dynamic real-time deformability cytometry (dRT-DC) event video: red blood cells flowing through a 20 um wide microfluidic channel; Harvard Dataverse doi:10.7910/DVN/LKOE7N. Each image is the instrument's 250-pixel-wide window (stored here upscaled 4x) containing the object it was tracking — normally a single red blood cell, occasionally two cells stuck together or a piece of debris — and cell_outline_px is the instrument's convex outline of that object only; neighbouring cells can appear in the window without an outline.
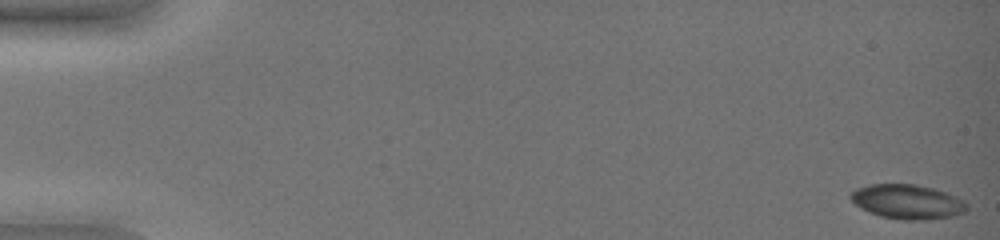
{"species": "common noctule bat (a hibernating species)", "species_latin": "Nyctalus noctula", "temperature_condition": "warm", "stored_images_in_passage": 52, "camera_frame_rate_fps": 3000, "um_per_image_px": 0.085, "animal": {"sex": "female", "body_mass_g": 19.0, "forearm_length_mm": 51.5}, "frame": {"image": 1, "passage_image": 1, "time_ms": 0.0, "image_size_px": [1000, 240], "cell_outline_px": [[968, 208], [964, 212], [952, 216], [924, 220], [900, 220], [880, 216], [860, 208], [848, 196], [856, 188], [872, 184], [916, 184], [932, 188], [944, 192], [964, 200], [968, 204]], "centroid_in_image_um": [77.13, 17.15], "position_along_channel_um": 7.9, "area_um2": 23.29}}
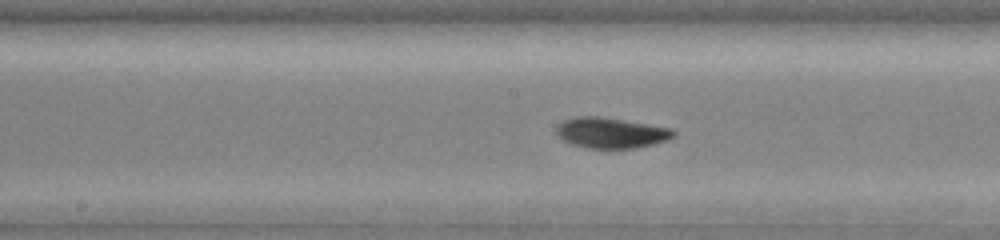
{"frame": {"image": 2, "passage_image": 30, "time_ms": 9.667, "image_size_px": [1000, 240], "cell_outline_px": [[676, 136], [668, 140], [636, 148], [588, 148], [572, 144], [564, 140], [556, 132], [556, 124], [564, 120], [576, 116], [600, 116], [672, 128], [676, 132]], "centroid_in_image_um": [51.95, 11.28], "position_along_channel_um": 196.3, "area_um2": 20.92}}
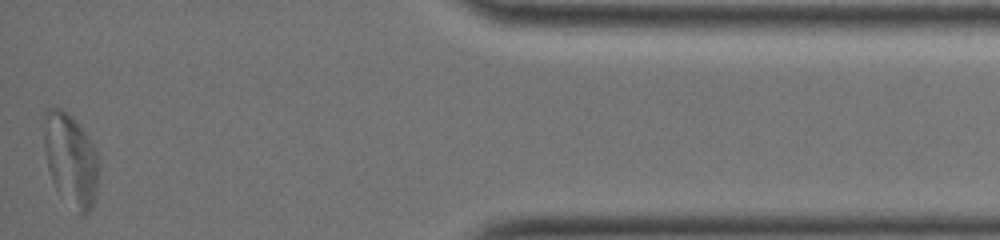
{"frame": {"image": 3, "passage_image": 52, "time_ms": 17.0, "image_size_px": [1000, 240], "cell_outline_px": [[100, 164], [96, 192], [92, 204], [88, 212], [84, 216], [80, 216], [56, 188], [52, 180], [48, 168], [44, 148], [44, 108], [60, 108], [72, 116], [88, 136], [96, 152]], "centroid_in_image_um": [6.01, 13.56], "position_along_channel_um": 429.2, "area_um2": 29.59}, "authors_computed_cell_mechanics": {"area_um2": 21.2704, "velocity_mm_per_s": 3.7684, "shape_relaxation_time_tau1_ms": 4.3198, "shape_relaxation_time_tau2_ms": null, "deformation_change_tau1": 0.1432, "deformation_change_tau2": null}}